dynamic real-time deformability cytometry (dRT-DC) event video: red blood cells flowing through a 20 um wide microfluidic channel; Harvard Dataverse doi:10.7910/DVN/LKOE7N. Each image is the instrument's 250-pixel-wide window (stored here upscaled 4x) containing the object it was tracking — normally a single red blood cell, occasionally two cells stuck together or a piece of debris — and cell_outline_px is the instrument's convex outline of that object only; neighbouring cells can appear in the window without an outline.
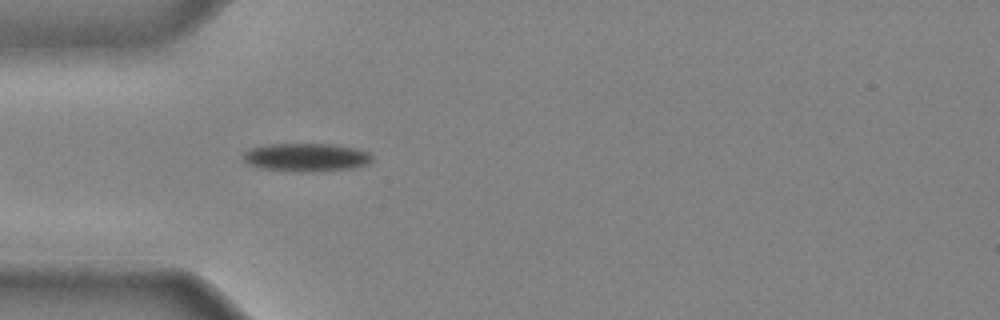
{"species": "common noctule bat (a hibernating species)", "species_latin": "Nyctalus noctula", "temperature_condition": "cold", "stored_images_in_passage": 21, "camera_frame_rate_fps": 3000, "um_per_image_px": 0.085, "animal": {"sex": "male", "body_mass_g": 20.4}, "frame": {"image": 1, "passage_image": 1, "time_ms": 0.0, "image_size_px": [1000, 320], "cell_outline_px": [[372, 160], [368, 164], [352, 168], [312, 172], [300, 172], [260, 168], [248, 164], [240, 156], [244, 152], [252, 148], [268, 144], [332, 144], [356, 148], [368, 152], [372, 156]], "centroid_in_image_um": [26.02, 13.37], "position_along_channel_um": 59.0, "area_um2": 21.33}}
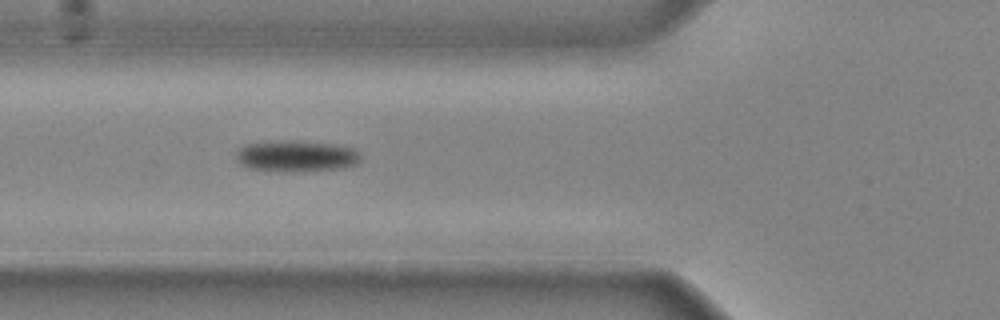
{"frame": {"image": 2, "passage_image": 4, "time_ms": 1.0, "image_size_px": [1000, 320], "cell_outline_px": [[360, 160], [356, 164], [344, 168], [300, 172], [284, 172], [244, 168], [236, 160], [236, 152], [240, 148], [248, 144], [292, 140], [332, 144], [352, 148], [360, 152]], "centroid_in_image_um": [25.18, 13.3], "position_along_channel_um": 100.6, "area_um2": 22.89}}